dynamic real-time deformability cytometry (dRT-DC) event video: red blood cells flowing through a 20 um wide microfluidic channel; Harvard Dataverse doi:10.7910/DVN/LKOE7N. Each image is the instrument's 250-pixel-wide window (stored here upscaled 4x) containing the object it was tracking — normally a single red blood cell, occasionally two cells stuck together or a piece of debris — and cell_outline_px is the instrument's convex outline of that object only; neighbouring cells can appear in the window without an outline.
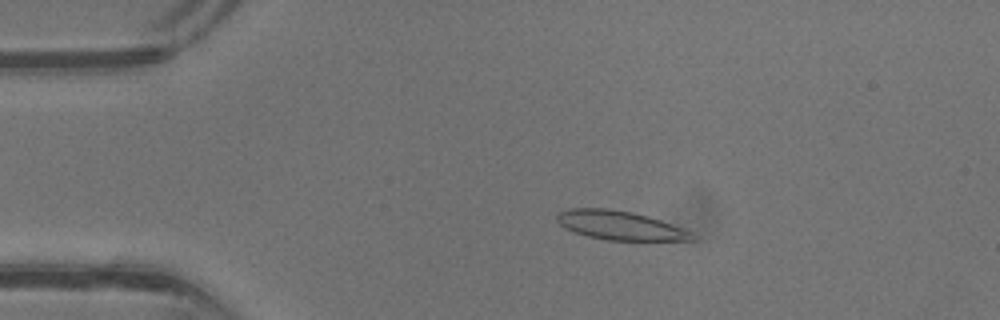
{"species": "common noctule bat (a hibernating species)", "species_latin": "Nyctalus noctula", "temperature_condition": "warm", "stored_images_in_passage": 35, "camera_frame_rate_fps": 3000, "um_per_image_px": 0.085, "animal": {"sex": "male", "body_mass_g": 13.3}, "frame": {"image": 1, "passage_image": 2, "time_ms": 0.333, "image_size_px": [1000, 320], "cell_outline_px": [[696, 240], [608, 240], [588, 236], [572, 232], [560, 224], [556, 220], [556, 216], [560, 212], [568, 208], [608, 208], [632, 212], [648, 216], [660, 220], [692, 232]], "centroid_in_image_um": [52.66, 19.15], "position_along_channel_um": 32.3, "area_um2": 22.66}}
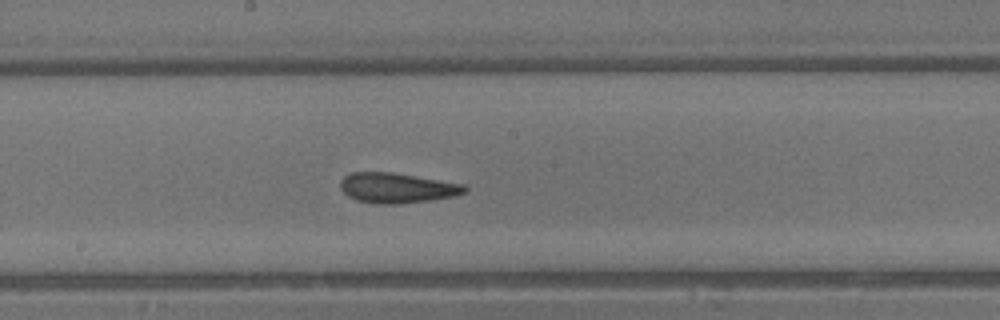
{"frame": {"image": 2, "passage_image": 16, "time_ms": 5.0, "image_size_px": [1000, 320], "cell_outline_px": [[468, 188], [464, 192], [452, 196], [428, 200], [400, 204], [376, 204], [356, 200], [348, 196], [340, 188], [340, 180], [344, 176], [352, 172], [392, 172], [464, 184]], "centroid_in_image_um": [33.69, 15.97], "position_along_channel_um": 214.5, "area_um2": 21.73}}
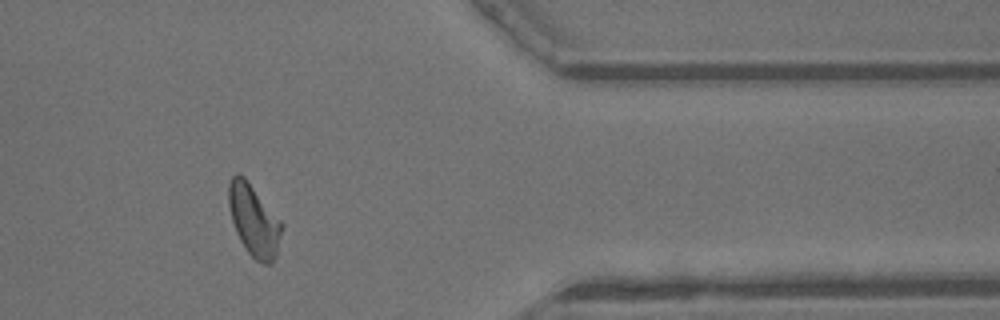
{"frame": {"image": 3, "passage_image": 28, "time_ms": 9.0, "image_size_px": [1000, 320], "cell_outline_px": [[280, 232], [276, 256], [272, 264], [264, 264], [256, 260], [248, 252], [240, 240], [236, 232], [232, 220], [228, 204], [228, 184], [232, 176], [236, 172], [240, 172], [244, 176], [280, 220]], "centroid_in_image_um": [21.53, 18.7], "position_along_channel_um": 389.9, "area_um2": 21.73}, "authors_computed_cell_mechanics": {"area_um2": 21.097, "velocity_mm_per_s": 4.9482, "shape_relaxation_time_tau1_ms": null, "shape_relaxation_time_tau2_ms": 0.9202, "deformation_change_tau1": null, "deformation_change_tau2": 0.0854}}